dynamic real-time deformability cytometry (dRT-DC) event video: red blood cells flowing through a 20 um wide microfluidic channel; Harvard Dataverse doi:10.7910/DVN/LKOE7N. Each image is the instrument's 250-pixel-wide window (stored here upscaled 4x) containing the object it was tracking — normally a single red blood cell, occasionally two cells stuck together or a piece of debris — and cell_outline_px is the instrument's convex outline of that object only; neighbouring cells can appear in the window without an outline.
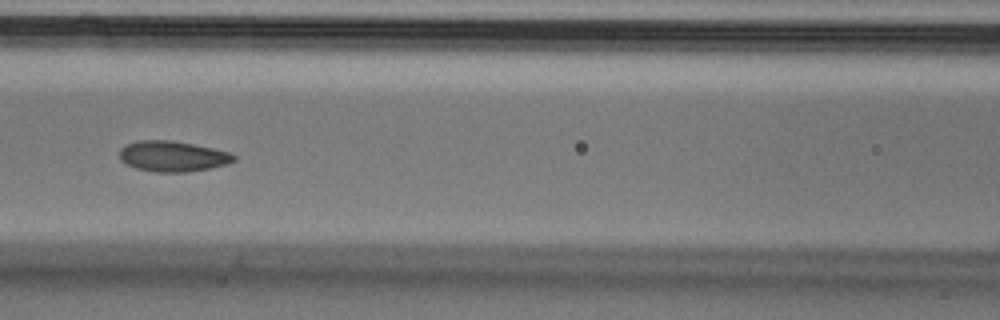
{"species": "Egyptian fruit bat (a non-hibernating species)", "species_latin": "Rousettus aegyptiacus", "temperature_condition": "cold", "stored_images_in_passage": 9, "camera_frame_rate_fps": 3000, "um_per_image_px": 0.085, "animal": {"sex": "male"}, "frame": {"image": 1, "passage_image": 6, "time_ms": 1.667, "image_size_px": [1000, 320], "cell_outline_px": [[236, 160], [228, 164], [188, 172], [156, 172], [136, 168], [120, 160], [120, 148], [124, 144], [136, 140], [172, 140], [212, 148], [228, 152], [236, 156]], "centroid_in_image_um": [14.65, 13.27], "position_along_channel_um": 151.9, "area_um2": 20.4}}
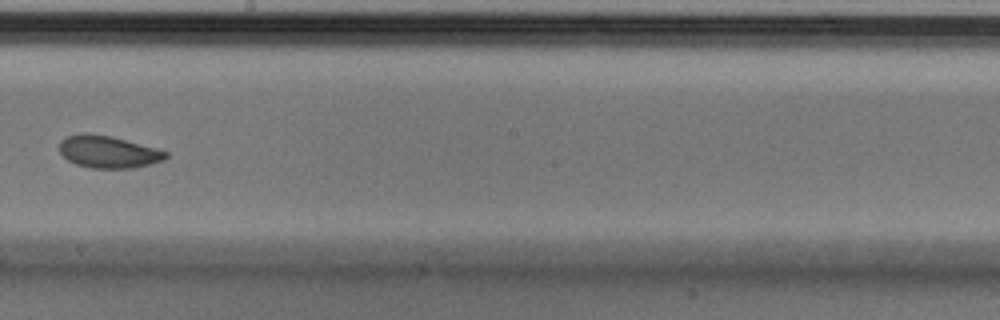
{"frame": {"image": 2, "passage_image": 8, "time_ms": 2.333, "image_size_px": [1000, 320], "cell_outline_px": [[168, 156], [164, 160], [132, 168], [92, 168], [76, 164], [68, 160], [60, 152], [60, 140], [64, 136], [80, 132], [88, 132], [112, 136], [156, 148], [168, 152]], "centroid_in_image_um": [9.17, 12.88], "position_along_channel_um": 239.0, "area_um2": 20.11}}
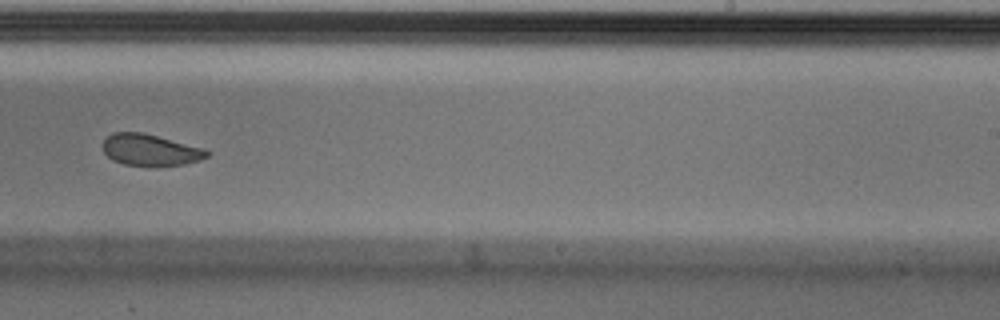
{"frame": {"image": 3, "passage_image": 9, "time_ms": 2.667, "image_size_px": [1000, 320], "cell_outline_px": [[212, 152], [208, 156], [200, 160], [184, 164], [124, 164], [112, 160], [104, 152], [100, 144], [112, 132], [140, 132], [204, 148]], "centroid_in_image_um": [12.75, 12.72], "position_along_channel_um": 276.3, "area_um2": 18.67}}